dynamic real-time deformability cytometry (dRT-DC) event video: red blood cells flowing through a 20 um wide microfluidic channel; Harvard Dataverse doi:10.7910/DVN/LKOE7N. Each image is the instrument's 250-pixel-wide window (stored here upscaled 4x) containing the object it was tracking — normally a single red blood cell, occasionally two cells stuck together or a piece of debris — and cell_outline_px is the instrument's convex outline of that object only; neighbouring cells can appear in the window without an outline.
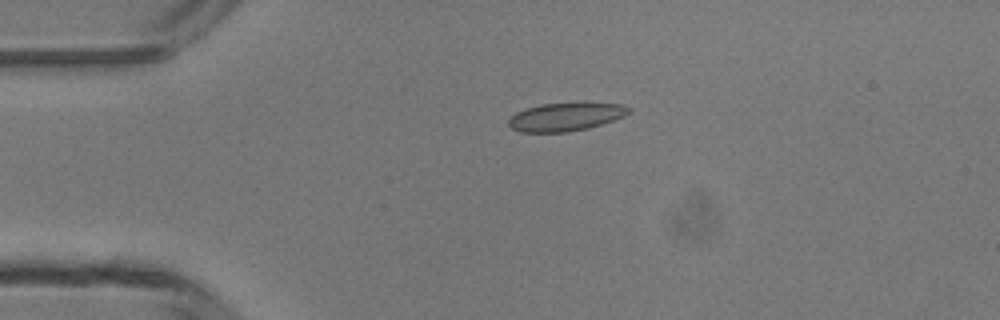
{"species": "common noctule bat (a hibernating species)", "species_latin": "Nyctalus noctula", "temperature_condition": "room temperature", "stored_images_in_passage": 4, "camera_frame_rate_fps": 3000, "um_per_image_px": 0.085, "animal": {"sex": "male", "body_mass_g": 13.3}, "frame": {"image": 1, "passage_image": 3, "time_ms": 3.333, "image_size_px": [1000, 320], "cell_outline_px": [[632, 108], [624, 116], [588, 128], [568, 132], [520, 132], [512, 128], [508, 124], [508, 120], [516, 112], [524, 108], [540, 104], [620, 104]], "centroid_in_image_um": [48.01, 9.95], "position_along_channel_um": 37.0, "area_um2": 19.31}}